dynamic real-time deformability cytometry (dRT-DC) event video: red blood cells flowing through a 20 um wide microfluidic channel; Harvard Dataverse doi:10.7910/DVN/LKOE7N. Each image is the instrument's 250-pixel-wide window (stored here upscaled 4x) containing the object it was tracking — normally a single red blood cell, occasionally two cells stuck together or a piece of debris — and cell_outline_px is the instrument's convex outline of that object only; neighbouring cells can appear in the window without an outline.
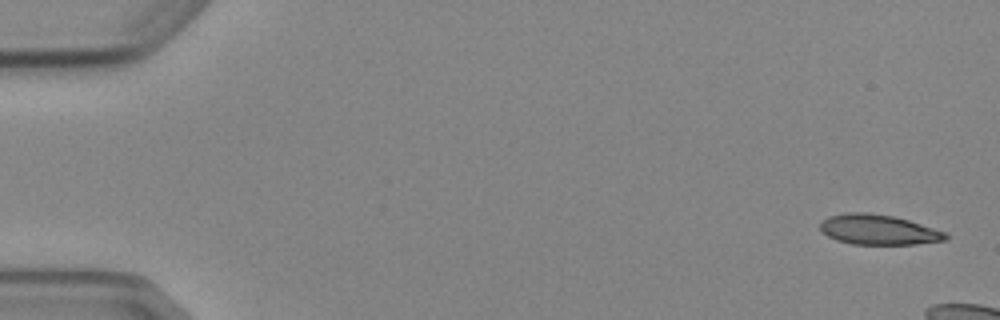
{"species": "Egyptian fruit bat (a non-hibernating species)", "species_latin": "Rousettus aegyptiacus", "temperature_condition": "cold", "stored_images_in_passage": 4, "camera_frame_rate_fps": 3000, "um_per_image_px": 0.085, "animal": {"sex": "female"}, "frame": {"image": 1, "passage_image": 1, "time_ms": 0.0, "image_size_px": [1000, 320], "cell_outline_px": [[948, 240], [916, 244], [852, 244], [836, 240], [828, 236], [820, 228], [820, 224], [828, 216], [848, 212], [868, 212], [892, 216], [908, 220], [948, 232]], "centroid_in_image_um": [74.7, 19.52], "position_along_channel_um": 10.3, "area_um2": 22.02}}